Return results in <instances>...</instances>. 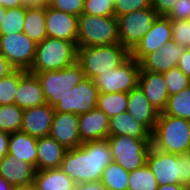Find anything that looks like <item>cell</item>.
<instances>
[{
	"label": "cell",
	"mask_w": 190,
	"mask_h": 190,
	"mask_svg": "<svg viewBox=\"0 0 190 190\" xmlns=\"http://www.w3.org/2000/svg\"><path fill=\"white\" fill-rule=\"evenodd\" d=\"M112 161L107 139L90 141L69 149L62 160L61 169L78 185L100 181L104 169Z\"/></svg>",
	"instance_id": "6da1fadb"
},
{
	"label": "cell",
	"mask_w": 190,
	"mask_h": 190,
	"mask_svg": "<svg viewBox=\"0 0 190 190\" xmlns=\"http://www.w3.org/2000/svg\"><path fill=\"white\" fill-rule=\"evenodd\" d=\"M151 145L156 150L166 153H189L190 121L160 112L151 133Z\"/></svg>",
	"instance_id": "7a4b0ae2"
},
{
	"label": "cell",
	"mask_w": 190,
	"mask_h": 190,
	"mask_svg": "<svg viewBox=\"0 0 190 190\" xmlns=\"http://www.w3.org/2000/svg\"><path fill=\"white\" fill-rule=\"evenodd\" d=\"M130 57V51L120 43L77 48L76 62L85 77L93 80L102 73L117 68Z\"/></svg>",
	"instance_id": "3957f363"
},
{
	"label": "cell",
	"mask_w": 190,
	"mask_h": 190,
	"mask_svg": "<svg viewBox=\"0 0 190 190\" xmlns=\"http://www.w3.org/2000/svg\"><path fill=\"white\" fill-rule=\"evenodd\" d=\"M147 165L158 185L181 184L190 187V152L176 155L158 151L151 146Z\"/></svg>",
	"instance_id": "277c9868"
},
{
	"label": "cell",
	"mask_w": 190,
	"mask_h": 190,
	"mask_svg": "<svg viewBox=\"0 0 190 190\" xmlns=\"http://www.w3.org/2000/svg\"><path fill=\"white\" fill-rule=\"evenodd\" d=\"M77 46L70 41L46 37L36 45L30 73L64 69L76 62Z\"/></svg>",
	"instance_id": "5b68a950"
},
{
	"label": "cell",
	"mask_w": 190,
	"mask_h": 190,
	"mask_svg": "<svg viewBox=\"0 0 190 190\" xmlns=\"http://www.w3.org/2000/svg\"><path fill=\"white\" fill-rule=\"evenodd\" d=\"M120 43L115 16H92L82 13L78 17L77 48Z\"/></svg>",
	"instance_id": "8992f818"
},
{
	"label": "cell",
	"mask_w": 190,
	"mask_h": 190,
	"mask_svg": "<svg viewBox=\"0 0 190 190\" xmlns=\"http://www.w3.org/2000/svg\"><path fill=\"white\" fill-rule=\"evenodd\" d=\"M113 162L132 172L147 163L151 139L109 135L107 138Z\"/></svg>",
	"instance_id": "52a82bcc"
},
{
	"label": "cell",
	"mask_w": 190,
	"mask_h": 190,
	"mask_svg": "<svg viewBox=\"0 0 190 190\" xmlns=\"http://www.w3.org/2000/svg\"><path fill=\"white\" fill-rule=\"evenodd\" d=\"M33 74H36L39 78L44 97L47 104L51 107L57 105L68 90L86 78L82 68L77 62L64 69Z\"/></svg>",
	"instance_id": "ba28073f"
},
{
	"label": "cell",
	"mask_w": 190,
	"mask_h": 190,
	"mask_svg": "<svg viewBox=\"0 0 190 190\" xmlns=\"http://www.w3.org/2000/svg\"><path fill=\"white\" fill-rule=\"evenodd\" d=\"M140 63L129 57L117 68L108 70L93 79L98 93H129L138 86Z\"/></svg>",
	"instance_id": "9c48e42d"
},
{
	"label": "cell",
	"mask_w": 190,
	"mask_h": 190,
	"mask_svg": "<svg viewBox=\"0 0 190 190\" xmlns=\"http://www.w3.org/2000/svg\"><path fill=\"white\" fill-rule=\"evenodd\" d=\"M158 16L150 7L117 17L120 44L131 51L150 30Z\"/></svg>",
	"instance_id": "30bf717a"
},
{
	"label": "cell",
	"mask_w": 190,
	"mask_h": 190,
	"mask_svg": "<svg viewBox=\"0 0 190 190\" xmlns=\"http://www.w3.org/2000/svg\"><path fill=\"white\" fill-rule=\"evenodd\" d=\"M36 45L23 32L0 36V53L15 70L30 71L35 58Z\"/></svg>",
	"instance_id": "8fae6325"
},
{
	"label": "cell",
	"mask_w": 190,
	"mask_h": 190,
	"mask_svg": "<svg viewBox=\"0 0 190 190\" xmlns=\"http://www.w3.org/2000/svg\"><path fill=\"white\" fill-rule=\"evenodd\" d=\"M98 90L94 81L85 78L78 85L61 98V101L54 106L55 112L59 113H75L81 115L90 112L97 106Z\"/></svg>",
	"instance_id": "7c38bea8"
},
{
	"label": "cell",
	"mask_w": 190,
	"mask_h": 190,
	"mask_svg": "<svg viewBox=\"0 0 190 190\" xmlns=\"http://www.w3.org/2000/svg\"><path fill=\"white\" fill-rule=\"evenodd\" d=\"M171 40V20L166 16H158L150 30L130 51V56L140 63L147 55L159 50Z\"/></svg>",
	"instance_id": "4fadbf2b"
},
{
	"label": "cell",
	"mask_w": 190,
	"mask_h": 190,
	"mask_svg": "<svg viewBox=\"0 0 190 190\" xmlns=\"http://www.w3.org/2000/svg\"><path fill=\"white\" fill-rule=\"evenodd\" d=\"M47 37L73 42L77 46L78 17L46 7Z\"/></svg>",
	"instance_id": "5bb4252c"
},
{
	"label": "cell",
	"mask_w": 190,
	"mask_h": 190,
	"mask_svg": "<svg viewBox=\"0 0 190 190\" xmlns=\"http://www.w3.org/2000/svg\"><path fill=\"white\" fill-rule=\"evenodd\" d=\"M184 49V47L171 40L167 44H164L159 50L147 55L140 62V71L163 74L177 66L179 59L184 54Z\"/></svg>",
	"instance_id": "9a60e30c"
},
{
	"label": "cell",
	"mask_w": 190,
	"mask_h": 190,
	"mask_svg": "<svg viewBox=\"0 0 190 190\" xmlns=\"http://www.w3.org/2000/svg\"><path fill=\"white\" fill-rule=\"evenodd\" d=\"M49 136L67 150L80 146L78 115L55 112Z\"/></svg>",
	"instance_id": "2e32d148"
},
{
	"label": "cell",
	"mask_w": 190,
	"mask_h": 190,
	"mask_svg": "<svg viewBox=\"0 0 190 190\" xmlns=\"http://www.w3.org/2000/svg\"><path fill=\"white\" fill-rule=\"evenodd\" d=\"M110 118L95 107L90 112L78 115V129L81 143L105 140L109 137Z\"/></svg>",
	"instance_id": "e0dca14e"
},
{
	"label": "cell",
	"mask_w": 190,
	"mask_h": 190,
	"mask_svg": "<svg viewBox=\"0 0 190 190\" xmlns=\"http://www.w3.org/2000/svg\"><path fill=\"white\" fill-rule=\"evenodd\" d=\"M54 114L49 104L24 109L21 131L36 138L49 136Z\"/></svg>",
	"instance_id": "ac0fdd59"
},
{
	"label": "cell",
	"mask_w": 190,
	"mask_h": 190,
	"mask_svg": "<svg viewBox=\"0 0 190 190\" xmlns=\"http://www.w3.org/2000/svg\"><path fill=\"white\" fill-rule=\"evenodd\" d=\"M15 104L23 110L47 104L41 82L36 74L20 70Z\"/></svg>",
	"instance_id": "d6986e66"
},
{
	"label": "cell",
	"mask_w": 190,
	"mask_h": 190,
	"mask_svg": "<svg viewBox=\"0 0 190 190\" xmlns=\"http://www.w3.org/2000/svg\"><path fill=\"white\" fill-rule=\"evenodd\" d=\"M138 86L151 105L160 113L166 108L169 94L163 74L140 71Z\"/></svg>",
	"instance_id": "ffe728a7"
},
{
	"label": "cell",
	"mask_w": 190,
	"mask_h": 190,
	"mask_svg": "<svg viewBox=\"0 0 190 190\" xmlns=\"http://www.w3.org/2000/svg\"><path fill=\"white\" fill-rule=\"evenodd\" d=\"M126 111L138 122L143 124L151 133L154 131L159 112L151 105L139 86L128 93Z\"/></svg>",
	"instance_id": "44dd1931"
},
{
	"label": "cell",
	"mask_w": 190,
	"mask_h": 190,
	"mask_svg": "<svg viewBox=\"0 0 190 190\" xmlns=\"http://www.w3.org/2000/svg\"><path fill=\"white\" fill-rule=\"evenodd\" d=\"M35 172L36 169L30 163L19 161L9 154L0 161V176L13 187L32 185Z\"/></svg>",
	"instance_id": "7402d4cb"
},
{
	"label": "cell",
	"mask_w": 190,
	"mask_h": 190,
	"mask_svg": "<svg viewBox=\"0 0 190 190\" xmlns=\"http://www.w3.org/2000/svg\"><path fill=\"white\" fill-rule=\"evenodd\" d=\"M37 170L60 168L68 151L50 136L37 138Z\"/></svg>",
	"instance_id": "603a6c76"
},
{
	"label": "cell",
	"mask_w": 190,
	"mask_h": 190,
	"mask_svg": "<svg viewBox=\"0 0 190 190\" xmlns=\"http://www.w3.org/2000/svg\"><path fill=\"white\" fill-rule=\"evenodd\" d=\"M37 138L22 131L10 133L8 154L13 158L30 163L37 171Z\"/></svg>",
	"instance_id": "cb8c5ba5"
},
{
	"label": "cell",
	"mask_w": 190,
	"mask_h": 190,
	"mask_svg": "<svg viewBox=\"0 0 190 190\" xmlns=\"http://www.w3.org/2000/svg\"><path fill=\"white\" fill-rule=\"evenodd\" d=\"M109 135L151 139V132L127 111L110 118Z\"/></svg>",
	"instance_id": "d4e9b609"
},
{
	"label": "cell",
	"mask_w": 190,
	"mask_h": 190,
	"mask_svg": "<svg viewBox=\"0 0 190 190\" xmlns=\"http://www.w3.org/2000/svg\"><path fill=\"white\" fill-rule=\"evenodd\" d=\"M35 190H75L76 183L60 168L37 170L33 181Z\"/></svg>",
	"instance_id": "484cf974"
},
{
	"label": "cell",
	"mask_w": 190,
	"mask_h": 190,
	"mask_svg": "<svg viewBox=\"0 0 190 190\" xmlns=\"http://www.w3.org/2000/svg\"><path fill=\"white\" fill-rule=\"evenodd\" d=\"M23 33L36 44L47 37L45 6L26 8Z\"/></svg>",
	"instance_id": "4316f807"
},
{
	"label": "cell",
	"mask_w": 190,
	"mask_h": 190,
	"mask_svg": "<svg viewBox=\"0 0 190 190\" xmlns=\"http://www.w3.org/2000/svg\"><path fill=\"white\" fill-rule=\"evenodd\" d=\"M128 106V93H98L97 108L109 118L125 112Z\"/></svg>",
	"instance_id": "83f0119b"
},
{
	"label": "cell",
	"mask_w": 190,
	"mask_h": 190,
	"mask_svg": "<svg viewBox=\"0 0 190 190\" xmlns=\"http://www.w3.org/2000/svg\"><path fill=\"white\" fill-rule=\"evenodd\" d=\"M129 172L116 162L104 169L100 182L107 190H128Z\"/></svg>",
	"instance_id": "f1b7e54d"
},
{
	"label": "cell",
	"mask_w": 190,
	"mask_h": 190,
	"mask_svg": "<svg viewBox=\"0 0 190 190\" xmlns=\"http://www.w3.org/2000/svg\"><path fill=\"white\" fill-rule=\"evenodd\" d=\"M163 113L190 121V86L170 96Z\"/></svg>",
	"instance_id": "f546056e"
},
{
	"label": "cell",
	"mask_w": 190,
	"mask_h": 190,
	"mask_svg": "<svg viewBox=\"0 0 190 190\" xmlns=\"http://www.w3.org/2000/svg\"><path fill=\"white\" fill-rule=\"evenodd\" d=\"M24 110L16 104L0 106V131L13 133L21 131Z\"/></svg>",
	"instance_id": "4dcf8cb0"
},
{
	"label": "cell",
	"mask_w": 190,
	"mask_h": 190,
	"mask_svg": "<svg viewBox=\"0 0 190 190\" xmlns=\"http://www.w3.org/2000/svg\"><path fill=\"white\" fill-rule=\"evenodd\" d=\"M25 16L26 7L6 9V14L3 15L2 24L0 25V36L23 32Z\"/></svg>",
	"instance_id": "1f68e13d"
},
{
	"label": "cell",
	"mask_w": 190,
	"mask_h": 190,
	"mask_svg": "<svg viewBox=\"0 0 190 190\" xmlns=\"http://www.w3.org/2000/svg\"><path fill=\"white\" fill-rule=\"evenodd\" d=\"M158 183L147 163L129 172L128 190H157Z\"/></svg>",
	"instance_id": "d6a6232c"
},
{
	"label": "cell",
	"mask_w": 190,
	"mask_h": 190,
	"mask_svg": "<svg viewBox=\"0 0 190 190\" xmlns=\"http://www.w3.org/2000/svg\"><path fill=\"white\" fill-rule=\"evenodd\" d=\"M20 81V70H14L0 79V106L15 104V94Z\"/></svg>",
	"instance_id": "836d02e7"
},
{
	"label": "cell",
	"mask_w": 190,
	"mask_h": 190,
	"mask_svg": "<svg viewBox=\"0 0 190 190\" xmlns=\"http://www.w3.org/2000/svg\"><path fill=\"white\" fill-rule=\"evenodd\" d=\"M163 77L167 85L169 97L178 94L190 86V78L187 77L178 66L163 73Z\"/></svg>",
	"instance_id": "e575fe53"
},
{
	"label": "cell",
	"mask_w": 190,
	"mask_h": 190,
	"mask_svg": "<svg viewBox=\"0 0 190 190\" xmlns=\"http://www.w3.org/2000/svg\"><path fill=\"white\" fill-rule=\"evenodd\" d=\"M115 0H84V14L92 16H115Z\"/></svg>",
	"instance_id": "d590c367"
},
{
	"label": "cell",
	"mask_w": 190,
	"mask_h": 190,
	"mask_svg": "<svg viewBox=\"0 0 190 190\" xmlns=\"http://www.w3.org/2000/svg\"><path fill=\"white\" fill-rule=\"evenodd\" d=\"M172 40L190 49V20H171Z\"/></svg>",
	"instance_id": "8d00e7d4"
},
{
	"label": "cell",
	"mask_w": 190,
	"mask_h": 190,
	"mask_svg": "<svg viewBox=\"0 0 190 190\" xmlns=\"http://www.w3.org/2000/svg\"><path fill=\"white\" fill-rule=\"evenodd\" d=\"M150 7V0H115L114 13L115 17L117 18L123 14Z\"/></svg>",
	"instance_id": "74e56055"
},
{
	"label": "cell",
	"mask_w": 190,
	"mask_h": 190,
	"mask_svg": "<svg viewBox=\"0 0 190 190\" xmlns=\"http://www.w3.org/2000/svg\"><path fill=\"white\" fill-rule=\"evenodd\" d=\"M49 7L79 17L84 9V0H54Z\"/></svg>",
	"instance_id": "f35d334b"
},
{
	"label": "cell",
	"mask_w": 190,
	"mask_h": 190,
	"mask_svg": "<svg viewBox=\"0 0 190 190\" xmlns=\"http://www.w3.org/2000/svg\"><path fill=\"white\" fill-rule=\"evenodd\" d=\"M166 17L170 20H190V0H176Z\"/></svg>",
	"instance_id": "ab89813d"
},
{
	"label": "cell",
	"mask_w": 190,
	"mask_h": 190,
	"mask_svg": "<svg viewBox=\"0 0 190 190\" xmlns=\"http://www.w3.org/2000/svg\"><path fill=\"white\" fill-rule=\"evenodd\" d=\"M151 7L159 16H166L173 8L176 0H150Z\"/></svg>",
	"instance_id": "60d3db41"
},
{
	"label": "cell",
	"mask_w": 190,
	"mask_h": 190,
	"mask_svg": "<svg viewBox=\"0 0 190 190\" xmlns=\"http://www.w3.org/2000/svg\"><path fill=\"white\" fill-rule=\"evenodd\" d=\"M178 68L190 78V49L185 48L183 56L179 59L177 63Z\"/></svg>",
	"instance_id": "b9f144b4"
},
{
	"label": "cell",
	"mask_w": 190,
	"mask_h": 190,
	"mask_svg": "<svg viewBox=\"0 0 190 190\" xmlns=\"http://www.w3.org/2000/svg\"><path fill=\"white\" fill-rule=\"evenodd\" d=\"M9 136V133L0 131V161L8 154Z\"/></svg>",
	"instance_id": "7bdbcfd3"
},
{
	"label": "cell",
	"mask_w": 190,
	"mask_h": 190,
	"mask_svg": "<svg viewBox=\"0 0 190 190\" xmlns=\"http://www.w3.org/2000/svg\"><path fill=\"white\" fill-rule=\"evenodd\" d=\"M14 70L9 61L0 53V79L8 76Z\"/></svg>",
	"instance_id": "ee69618b"
},
{
	"label": "cell",
	"mask_w": 190,
	"mask_h": 190,
	"mask_svg": "<svg viewBox=\"0 0 190 190\" xmlns=\"http://www.w3.org/2000/svg\"><path fill=\"white\" fill-rule=\"evenodd\" d=\"M75 190H107L100 181L81 183L76 185Z\"/></svg>",
	"instance_id": "f6af8a7d"
},
{
	"label": "cell",
	"mask_w": 190,
	"mask_h": 190,
	"mask_svg": "<svg viewBox=\"0 0 190 190\" xmlns=\"http://www.w3.org/2000/svg\"><path fill=\"white\" fill-rule=\"evenodd\" d=\"M54 0H22L23 7H40V6H50Z\"/></svg>",
	"instance_id": "bcb514c9"
},
{
	"label": "cell",
	"mask_w": 190,
	"mask_h": 190,
	"mask_svg": "<svg viewBox=\"0 0 190 190\" xmlns=\"http://www.w3.org/2000/svg\"><path fill=\"white\" fill-rule=\"evenodd\" d=\"M0 5L6 9L23 6L22 0H0Z\"/></svg>",
	"instance_id": "7dc6e473"
},
{
	"label": "cell",
	"mask_w": 190,
	"mask_h": 190,
	"mask_svg": "<svg viewBox=\"0 0 190 190\" xmlns=\"http://www.w3.org/2000/svg\"><path fill=\"white\" fill-rule=\"evenodd\" d=\"M188 187L181 184L159 185L157 190H186Z\"/></svg>",
	"instance_id": "c3c4849f"
},
{
	"label": "cell",
	"mask_w": 190,
	"mask_h": 190,
	"mask_svg": "<svg viewBox=\"0 0 190 190\" xmlns=\"http://www.w3.org/2000/svg\"><path fill=\"white\" fill-rule=\"evenodd\" d=\"M13 186L3 177L0 176V190H12Z\"/></svg>",
	"instance_id": "681fc988"
},
{
	"label": "cell",
	"mask_w": 190,
	"mask_h": 190,
	"mask_svg": "<svg viewBox=\"0 0 190 190\" xmlns=\"http://www.w3.org/2000/svg\"><path fill=\"white\" fill-rule=\"evenodd\" d=\"M12 190H35L34 185L29 186H14Z\"/></svg>",
	"instance_id": "f907efd6"
},
{
	"label": "cell",
	"mask_w": 190,
	"mask_h": 190,
	"mask_svg": "<svg viewBox=\"0 0 190 190\" xmlns=\"http://www.w3.org/2000/svg\"><path fill=\"white\" fill-rule=\"evenodd\" d=\"M5 14H6V8H4L0 5V25L2 24L3 15H5Z\"/></svg>",
	"instance_id": "816d5d0a"
}]
</instances>
